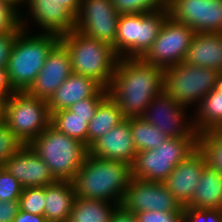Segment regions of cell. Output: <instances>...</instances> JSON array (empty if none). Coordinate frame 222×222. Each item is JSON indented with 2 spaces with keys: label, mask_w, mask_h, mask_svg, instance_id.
<instances>
[{
  "label": "cell",
  "mask_w": 222,
  "mask_h": 222,
  "mask_svg": "<svg viewBox=\"0 0 222 222\" xmlns=\"http://www.w3.org/2000/svg\"><path fill=\"white\" fill-rule=\"evenodd\" d=\"M207 164L204 152L198 147L183 162L175 166L164 182L182 207L191 200Z\"/></svg>",
  "instance_id": "19"
},
{
  "label": "cell",
  "mask_w": 222,
  "mask_h": 222,
  "mask_svg": "<svg viewBox=\"0 0 222 222\" xmlns=\"http://www.w3.org/2000/svg\"><path fill=\"white\" fill-rule=\"evenodd\" d=\"M138 222H184V212L144 211L135 213Z\"/></svg>",
  "instance_id": "37"
},
{
  "label": "cell",
  "mask_w": 222,
  "mask_h": 222,
  "mask_svg": "<svg viewBox=\"0 0 222 222\" xmlns=\"http://www.w3.org/2000/svg\"><path fill=\"white\" fill-rule=\"evenodd\" d=\"M216 88L222 93V72L218 73Z\"/></svg>",
  "instance_id": "44"
},
{
  "label": "cell",
  "mask_w": 222,
  "mask_h": 222,
  "mask_svg": "<svg viewBox=\"0 0 222 222\" xmlns=\"http://www.w3.org/2000/svg\"><path fill=\"white\" fill-rule=\"evenodd\" d=\"M168 16L167 9L120 14L115 38L116 55L119 58H142L151 48Z\"/></svg>",
  "instance_id": "7"
},
{
  "label": "cell",
  "mask_w": 222,
  "mask_h": 222,
  "mask_svg": "<svg viewBox=\"0 0 222 222\" xmlns=\"http://www.w3.org/2000/svg\"><path fill=\"white\" fill-rule=\"evenodd\" d=\"M199 148L204 152L208 164L222 174V130L199 134Z\"/></svg>",
  "instance_id": "29"
},
{
  "label": "cell",
  "mask_w": 222,
  "mask_h": 222,
  "mask_svg": "<svg viewBox=\"0 0 222 222\" xmlns=\"http://www.w3.org/2000/svg\"><path fill=\"white\" fill-rule=\"evenodd\" d=\"M195 108L192 127L198 135L207 131L222 130V93L216 87L206 94Z\"/></svg>",
  "instance_id": "24"
},
{
  "label": "cell",
  "mask_w": 222,
  "mask_h": 222,
  "mask_svg": "<svg viewBox=\"0 0 222 222\" xmlns=\"http://www.w3.org/2000/svg\"><path fill=\"white\" fill-rule=\"evenodd\" d=\"M121 206L130 213L144 211L184 212L165 183L132 178Z\"/></svg>",
  "instance_id": "14"
},
{
  "label": "cell",
  "mask_w": 222,
  "mask_h": 222,
  "mask_svg": "<svg viewBox=\"0 0 222 222\" xmlns=\"http://www.w3.org/2000/svg\"><path fill=\"white\" fill-rule=\"evenodd\" d=\"M17 33L0 35V67L6 68L12 45Z\"/></svg>",
  "instance_id": "38"
},
{
  "label": "cell",
  "mask_w": 222,
  "mask_h": 222,
  "mask_svg": "<svg viewBox=\"0 0 222 222\" xmlns=\"http://www.w3.org/2000/svg\"><path fill=\"white\" fill-rule=\"evenodd\" d=\"M23 187L4 167H0V200L19 201Z\"/></svg>",
  "instance_id": "35"
},
{
  "label": "cell",
  "mask_w": 222,
  "mask_h": 222,
  "mask_svg": "<svg viewBox=\"0 0 222 222\" xmlns=\"http://www.w3.org/2000/svg\"><path fill=\"white\" fill-rule=\"evenodd\" d=\"M16 92L8 77L7 69L0 67V101L7 99Z\"/></svg>",
  "instance_id": "40"
},
{
  "label": "cell",
  "mask_w": 222,
  "mask_h": 222,
  "mask_svg": "<svg viewBox=\"0 0 222 222\" xmlns=\"http://www.w3.org/2000/svg\"><path fill=\"white\" fill-rule=\"evenodd\" d=\"M132 179L131 165L87 155L71 180L76 196L98 199L121 206Z\"/></svg>",
  "instance_id": "2"
},
{
  "label": "cell",
  "mask_w": 222,
  "mask_h": 222,
  "mask_svg": "<svg viewBox=\"0 0 222 222\" xmlns=\"http://www.w3.org/2000/svg\"><path fill=\"white\" fill-rule=\"evenodd\" d=\"M60 42L69 52L73 73L95 79L109 88L119 59L112 45L75 29L61 35Z\"/></svg>",
  "instance_id": "4"
},
{
  "label": "cell",
  "mask_w": 222,
  "mask_h": 222,
  "mask_svg": "<svg viewBox=\"0 0 222 222\" xmlns=\"http://www.w3.org/2000/svg\"><path fill=\"white\" fill-rule=\"evenodd\" d=\"M21 13L5 0H0V35L21 30Z\"/></svg>",
  "instance_id": "33"
},
{
  "label": "cell",
  "mask_w": 222,
  "mask_h": 222,
  "mask_svg": "<svg viewBox=\"0 0 222 222\" xmlns=\"http://www.w3.org/2000/svg\"><path fill=\"white\" fill-rule=\"evenodd\" d=\"M109 95L108 89L103 88L96 96L92 98L81 99L69 107L73 115L80 118H88V124L94 117L99 104Z\"/></svg>",
  "instance_id": "34"
},
{
  "label": "cell",
  "mask_w": 222,
  "mask_h": 222,
  "mask_svg": "<svg viewBox=\"0 0 222 222\" xmlns=\"http://www.w3.org/2000/svg\"><path fill=\"white\" fill-rule=\"evenodd\" d=\"M9 2L12 6H14L20 13H22V10L20 11V8L23 6V4H27L28 0H5Z\"/></svg>",
  "instance_id": "43"
},
{
  "label": "cell",
  "mask_w": 222,
  "mask_h": 222,
  "mask_svg": "<svg viewBox=\"0 0 222 222\" xmlns=\"http://www.w3.org/2000/svg\"><path fill=\"white\" fill-rule=\"evenodd\" d=\"M76 198L71 181L45 186L44 216L47 222H68Z\"/></svg>",
  "instance_id": "22"
},
{
  "label": "cell",
  "mask_w": 222,
  "mask_h": 222,
  "mask_svg": "<svg viewBox=\"0 0 222 222\" xmlns=\"http://www.w3.org/2000/svg\"><path fill=\"white\" fill-rule=\"evenodd\" d=\"M27 7V17L23 15L24 11L21 13L22 29H30L27 18H31L39 26L40 33L42 29V33L61 36L75 29V18L79 14L81 0H28Z\"/></svg>",
  "instance_id": "10"
},
{
  "label": "cell",
  "mask_w": 222,
  "mask_h": 222,
  "mask_svg": "<svg viewBox=\"0 0 222 222\" xmlns=\"http://www.w3.org/2000/svg\"><path fill=\"white\" fill-rule=\"evenodd\" d=\"M12 222H47L44 215H36L19 209Z\"/></svg>",
  "instance_id": "42"
},
{
  "label": "cell",
  "mask_w": 222,
  "mask_h": 222,
  "mask_svg": "<svg viewBox=\"0 0 222 222\" xmlns=\"http://www.w3.org/2000/svg\"><path fill=\"white\" fill-rule=\"evenodd\" d=\"M125 119L118 103L108 95L98 106L87 128V147Z\"/></svg>",
  "instance_id": "25"
},
{
  "label": "cell",
  "mask_w": 222,
  "mask_h": 222,
  "mask_svg": "<svg viewBox=\"0 0 222 222\" xmlns=\"http://www.w3.org/2000/svg\"><path fill=\"white\" fill-rule=\"evenodd\" d=\"M72 73L69 52L59 41L49 52L44 66L26 92L33 97L48 100Z\"/></svg>",
  "instance_id": "16"
},
{
  "label": "cell",
  "mask_w": 222,
  "mask_h": 222,
  "mask_svg": "<svg viewBox=\"0 0 222 222\" xmlns=\"http://www.w3.org/2000/svg\"><path fill=\"white\" fill-rule=\"evenodd\" d=\"M120 14L147 13L167 9L168 0H111Z\"/></svg>",
  "instance_id": "31"
},
{
  "label": "cell",
  "mask_w": 222,
  "mask_h": 222,
  "mask_svg": "<svg viewBox=\"0 0 222 222\" xmlns=\"http://www.w3.org/2000/svg\"><path fill=\"white\" fill-rule=\"evenodd\" d=\"M187 107L177 103L165 90L155 96L141 116L170 137L188 138L193 132L192 117ZM186 117V118H185Z\"/></svg>",
  "instance_id": "15"
},
{
  "label": "cell",
  "mask_w": 222,
  "mask_h": 222,
  "mask_svg": "<svg viewBox=\"0 0 222 222\" xmlns=\"http://www.w3.org/2000/svg\"><path fill=\"white\" fill-rule=\"evenodd\" d=\"M195 31L168 16L159 35L142 59L165 69L183 62Z\"/></svg>",
  "instance_id": "11"
},
{
  "label": "cell",
  "mask_w": 222,
  "mask_h": 222,
  "mask_svg": "<svg viewBox=\"0 0 222 222\" xmlns=\"http://www.w3.org/2000/svg\"><path fill=\"white\" fill-rule=\"evenodd\" d=\"M119 18L120 13L111 0H81L75 30L89 38L109 43L115 51Z\"/></svg>",
  "instance_id": "12"
},
{
  "label": "cell",
  "mask_w": 222,
  "mask_h": 222,
  "mask_svg": "<svg viewBox=\"0 0 222 222\" xmlns=\"http://www.w3.org/2000/svg\"><path fill=\"white\" fill-rule=\"evenodd\" d=\"M88 154L106 160L132 165L137 154L130 130V118H125L88 147Z\"/></svg>",
  "instance_id": "18"
},
{
  "label": "cell",
  "mask_w": 222,
  "mask_h": 222,
  "mask_svg": "<svg viewBox=\"0 0 222 222\" xmlns=\"http://www.w3.org/2000/svg\"><path fill=\"white\" fill-rule=\"evenodd\" d=\"M110 222H138L136 214L128 212L122 206H118L113 212Z\"/></svg>",
  "instance_id": "41"
},
{
  "label": "cell",
  "mask_w": 222,
  "mask_h": 222,
  "mask_svg": "<svg viewBox=\"0 0 222 222\" xmlns=\"http://www.w3.org/2000/svg\"><path fill=\"white\" fill-rule=\"evenodd\" d=\"M45 187L35 186L23 188L19 198V208L24 212L36 215L44 214Z\"/></svg>",
  "instance_id": "30"
},
{
  "label": "cell",
  "mask_w": 222,
  "mask_h": 222,
  "mask_svg": "<svg viewBox=\"0 0 222 222\" xmlns=\"http://www.w3.org/2000/svg\"><path fill=\"white\" fill-rule=\"evenodd\" d=\"M199 147V135L188 138L170 137L155 149L137 152L131 165L132 178L164 183L177 164Z\"/></svg>",
  "instance_id": "6"
},
{
  "label": "cell",
  "mask_w": 222,
  "mask_h": 222,
  "mask_svg": "<svg viewBox=\"0 0 222 222\" xmlns=\"http://www.w3.org/2000/svg\"><path fill=\"white\" fill-rule=\"evenodd\" d=\"M218 73L184 62L164 69V90L179 104L197 107L215 87Z\"/></svg>",
  "instance_id": "9"
},
{
  "label": "cell",
  "mask_w": 222,
  "mask_h": 222,
  "mask_svg": "<svg viewBox=\"0 0 222 222\" xmlns=\"http://www.w3.org/2000/svg\"><path fill=\"white\" fill-rule=\"evenodd\" d=\"M130 130L137 152L155 149L168 139L167 135L142 117L130 118Z\"/></svg>",
  "instance_id": "27"
},
{
  "label": "cell",
  "mask_w": 222,
  "mask_h": 222,
  "mask_svg": "<svg viewBox=\"0 0 222 222\" xmlns=\"http://www.w3.org/2000/svg\"><path fill=\"white\" fill-rule=\"evenodd\" d=\"M25 144L6 126L0 117V167L13 155L17 154Z\"/></svg>",
  "instance_id": "32"
},
{
  "label": "cell",
  "mask_w": 222,
  "mask_h": 222,
  "mask_svg": "<svg viewBox=\"0 0 222 222\" xmlns=\"http://www.w3.org/2000/svg\"><path fill=\"white\" fill-rule=\"evenodd\" d=\"M198 182L191 200L185 206L222 210V174L207 164Z\"/></svg>",
  "instance_id": "23"
},
{
  "label": "cell",
  "mask_w": 222,
  "mask_h": 222,
  "mask_svg": "<svg viewBox=\"0 0 222 222\" xmlns=\"http://www.w3.org/2000/svg\"><path fill=\"white\" fill-rule=\"evenodd\" d=\"M19 209V201L0 200V219L12 222Z\"/></svg>",
  "instance_id": "39"
},
{
  "label": "cell",
  "mask_w": 222,
  "mask_h": 222,
  "mask_svg": "<svg viewBox=\"0 0 222 222\" xmlns=\"http://www.w3.org/2000/svg\"><path fill=\"white\" fill-rule=\"evenodd\" d=\"M50 115V124L54 128L87 146L88 118L75 116L68 109L53 112Z\"/></svg>",
  "instance_id": "28"
},
{
  "label": "cell",
  "mask_w": 222,
  "mask_h": 222,
  "mask_svg": "<svg viewBox=\"0 0 222 222\" xmlns=\"http://www.w3.org/2000/svg\"><path fill=\"white\" fill-rule=\"evenodd\" d=\"M0 117L25 145L40 135L51 121L47 100L27 92H14L0 101Z\"/></svg>",
  "instance_id": "8"
},
{
  "label": "cell",
  "mask_w": 222,
  "mask_h": 222,
  "mask_svg": "<svg viewBox=\"0 0 222 222\" xmlns=\"http://www.w3.org/2000/svg\"><path fill=\"white\" fill-rule=\"evenodd\" d=\"M184 222H222L220 209H196L184 206Z\"/></svg>",
  "instance_id": "36"
},
{
  "label": "cell",
  "mask_w": 222,
  "mask_h": 222,
  "mask_svg": "<svg viewBox=\"0 0 222 222\" xmlns=\"http://www.w3.org/2000/svg\"><path fill=\"white\" fill-rule=\"evenodd\" d=\"M164 90V69L142 58H119L108 88L125 118L141 117L151 100Z\"/></svg>",
  "instance_id": "1"
},
{
  "label": "cell",
  "mask_w": 222,
  "mask_h": 222,
  "mask_svg": "<svg viewBox=\"0 0 222 222\" xmlns=\"http://www.w3.org/2000/svg\"><path fill=\"white\" fill-rule=\"evenodd\" d=\"M167 10L195 33H222V0H168Z\"/></svg>",
  "instance_id": "13"
},
{
  "label": "cell",
  "mask_w": 222,
  "mask_h": 222,
  "mask_svg": "<svg viewBox=\"0 0 222 222\" xmlns=\"http://www.w3.org/2000/svg\"><path fill=\"white\" fill-rule=\"evenodd\" d=\"M3 167L23 188L45 187L58 181L48 165L29 145H25L17 154L11 156Z\"/></svg>",
  "instance_id": "17"
},
{
  "label": "cell",
  "mask_w": 222,
  "mask_h": 222,
  "mask_svg": "<svg viewBox=\"0 0 222 222\" xmlns=\"http://www.w3.org/2000/svg\"><path fill=\"white\" fill-rule=\"evenodd\" d=\"M103 88L95 79L72 73L47 100L49 113L69 109L81 99L96 96Z\"/></svg>",
  "instance_id": "20"
},
{
  "label": "cell",
  "mask_w": 222,
  "mask_h": 222,
  "mask_svg": "<svg viewBox=\"0 0 222 222\" xmlns=\"http://www.w3.org/2000/svg\"><path fill=\"white\" fill-rule=\"evenodd\" d=\"M183 62L222 72V33H195Z\"/></svg>",
  "instance_id": "21"
},
{
  "label": "cell",
  "mask_w": 222,
  "mask_h": 222,
  "mask_svg": "<svg viewBox=\"0 0 222 222\" xmlns=\"http://www.w3.org/2000/svg\"><path fill=\"white\" fill-rule=\"evenodd\" d=\"M59 181H71L88 155V147L51 124L28 144Z\"/></svg>",
  "instance_id": "5"
},
{
  "label": "cell",
  "mask_w": 222,
  "mask_h": 222,
  "mask_svg": "<svg viewBox=\"0 0 222 222\" xmlns=\"http://www.w3.org/2000/svg\"><path fill=\"white\" fill-rule=\"evenodd\" d=\"M117 204L76 196L68 222H110Z\"/></svg>",
  "instance_id": "26"
},
{
  "label": "cell",
  "mask_w": 222,
  "mask_h": 222,
  "mask_svg": "<svg viewBox=\"0 0 222 222\" xmlns=\"http://www.w3.org/2000/svg\"><path fill=\"white\" fill-rule=\"evenodd\" d=\"M21 29L15 36L7 61V73L16 92H26L44 66L60 36L51 33L30 34ZM30 34V35H29Z\"/></svg>",
  "instance_id": "3"
}]
</instances>
